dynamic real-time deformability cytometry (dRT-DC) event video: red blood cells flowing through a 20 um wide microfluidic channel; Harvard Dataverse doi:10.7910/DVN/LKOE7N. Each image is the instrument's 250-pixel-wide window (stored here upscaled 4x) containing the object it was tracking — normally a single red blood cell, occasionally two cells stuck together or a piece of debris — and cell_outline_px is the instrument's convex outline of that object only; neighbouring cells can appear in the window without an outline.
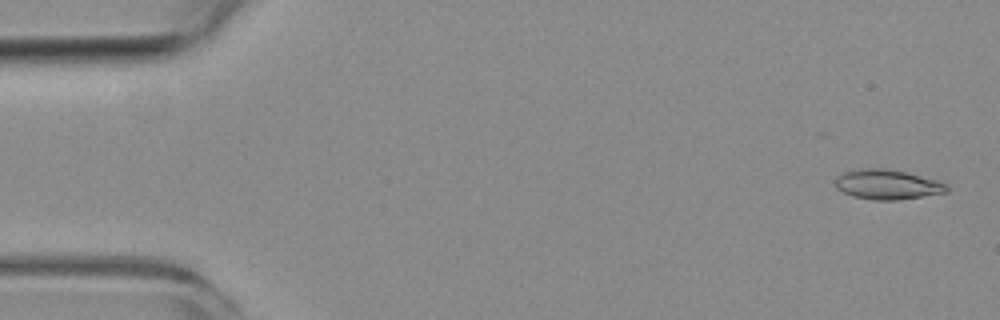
{"species": "common noctule bat (a hibernating species)", "species_latin": "Nyctalus noctula", "temperature_condition": "room temperature", "stored_images_in_passage": 5, "camera_frame_rate_fps": 3000, "um_per_image_px": 0.085, "animal": {"sex": "female", "body_mass_g": 19.3, "forearm_length_mm": 54.1}, "frame": {"image": 1, "passage_image": 1, "time_ms": 0.0, "image_size_px": [1000, 320], "cell_outline_px": [[948, 192], [896, 200], [872, 200], [852, 196], [836, 188], [836, 176], [844, 172], [860, 168], [888, 168], [936, 180], [944, 184], [948, 188]], "centroid_in_image_um": [75.38, 15.68], "position_along_channel_um": 9.6, "area_um2": 19.19}}
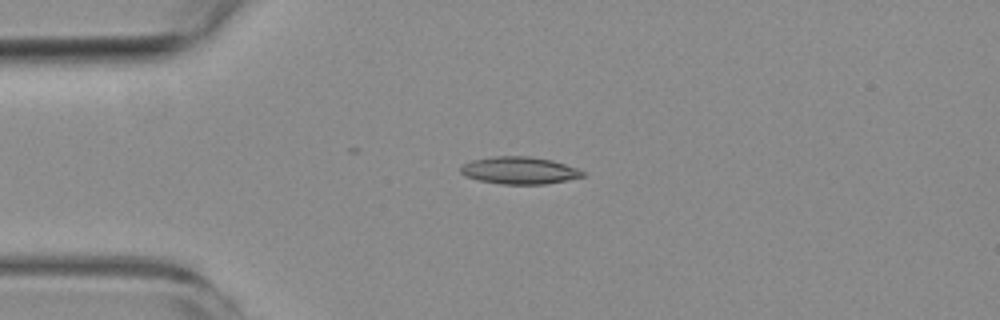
{"frame": {"image": 2, "passage_image": 4, "time_ms": 3.667, "image_size_px": [1000, 320], "cell_outline_px": [[584, 176], [544, 184], [500, 184], [480, 180], [464, 176], [460, 172], [460, 168], [464, 164], [472, 160], [492, 156], [532, 156], [552, 160], [576, 168], [584, 172]], "centroid_in_image_um": [44.11, 14.48], "position_along_channel_um": 40.9, "area_um2": 19.25}}